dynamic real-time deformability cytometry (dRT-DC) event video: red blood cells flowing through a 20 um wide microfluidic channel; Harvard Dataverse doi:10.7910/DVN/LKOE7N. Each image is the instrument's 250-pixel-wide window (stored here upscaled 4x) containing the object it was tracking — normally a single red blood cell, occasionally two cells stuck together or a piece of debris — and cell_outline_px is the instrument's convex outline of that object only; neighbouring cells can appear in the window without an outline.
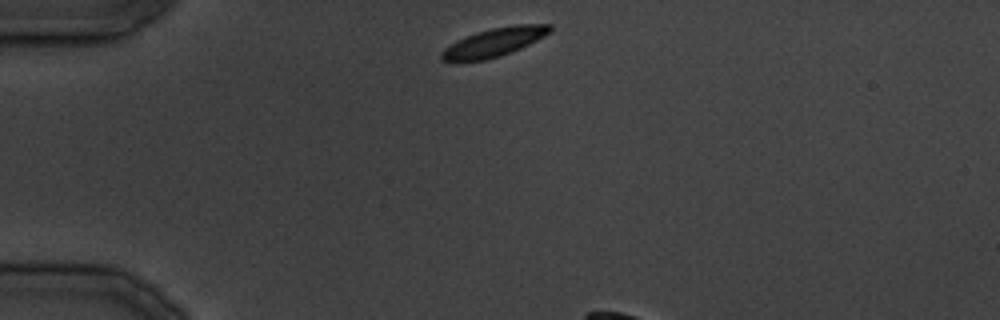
{"species": "common noctule bat (a hibernating species)", "species_latin": "Nyctalus noctula", "temperature_condition": "cold", "stored_images_in_passage": 5, "camera_frame_rate_fps": 3000, "um_per_image_px": 0.085, "animal": {"sex": "male", "body_mass_g": 19.5, "forearm_length_mm": 54.6}, "frame": {"image": 1, "passage_image": 1, "time_ms": 0.0, "image_size_px": [1000, 320], "cell_outline_px": [[552, 28], [544, 36], [512, 52], [500, 56], [484, 60], [452, 64], [440, 60], [440, 52], [444, 48], [476, 32], [492, 28], [516, 24], [552, 24]], "centroid_in_image_um": [41.92, 3.64], "position_along_channel_um": 43.1, "area_um2": 18.21}}